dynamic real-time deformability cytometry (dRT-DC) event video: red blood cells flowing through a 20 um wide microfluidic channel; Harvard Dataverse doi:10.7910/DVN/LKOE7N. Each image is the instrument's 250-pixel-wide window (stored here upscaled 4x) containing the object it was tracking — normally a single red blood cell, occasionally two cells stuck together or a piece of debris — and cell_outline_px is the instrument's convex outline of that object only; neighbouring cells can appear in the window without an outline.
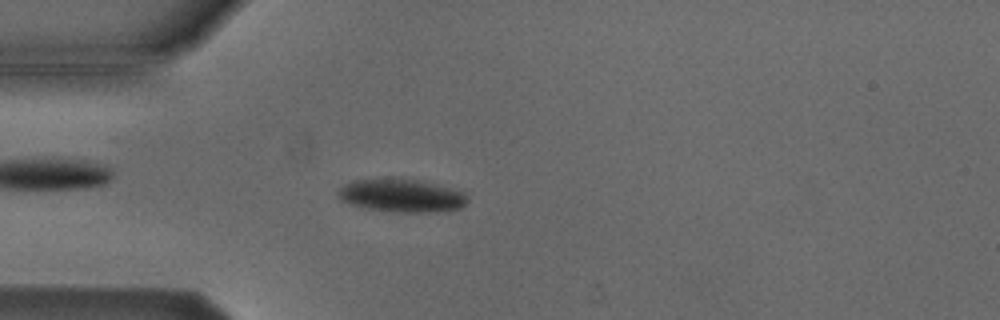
{"species": "Egyptian fruit bat (a non-hibernating species)", "species_latin": "Rousettus aegyptiacus", "temperature_condition": "cold", "stored_images_in_passage": 4, "camera_frame_rate_fps": 3000, "um_per_image_px": 0.085, "animal": {"sex": "male"}, "frame": {"image": 1, "passage_image": 4, "time_ms": 1.0, "image_size_px": [1000, 320], "cell_outline_px": [[468, 200], [460, 208], [436, 212], [396, 212], [364, 208], [348, 204], [340, 200], [336, 192], [344, 184], [352, 180], [392, 176], [400, 176], [436, 184], [464, 192]], "centroid_in_image_um": [34.06, 16.59], "position_along_channel_um": 50.9, "area_um2": 25.66}}